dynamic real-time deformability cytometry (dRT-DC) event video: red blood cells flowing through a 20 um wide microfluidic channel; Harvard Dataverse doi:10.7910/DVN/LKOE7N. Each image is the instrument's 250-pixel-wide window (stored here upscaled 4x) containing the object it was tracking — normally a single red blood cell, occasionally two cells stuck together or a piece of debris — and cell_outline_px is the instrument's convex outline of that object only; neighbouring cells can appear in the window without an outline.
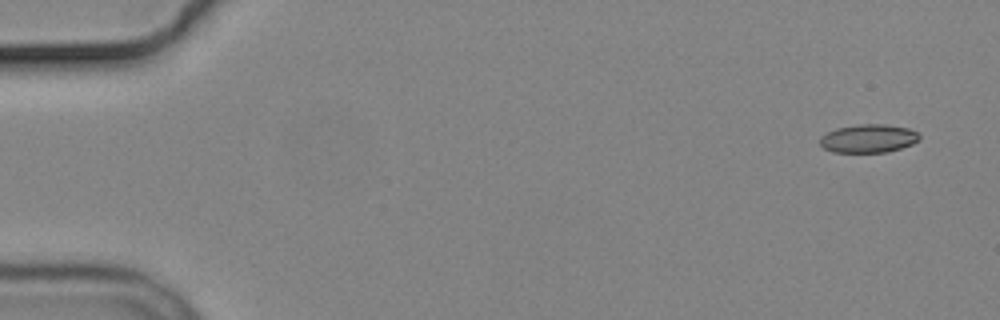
{"species": "common noctule bat (a hibernating species)", "species_latin": "Nyctalus noctula", "temperature_condition": "cold", "stored_images_in_passage": 6, "camera_frame_rate_fps": 3000, "um_per_image_px": 0.085, "animal": {"sex": "male", "body_mass_g": 19.2, "forearm_length_mm": 51.8}, "frame": {"image": 1, "passage_image": 1, "time_ms": 0.0, "image_size_px": [1000, 320], "cell_outline_px": [[920, 140], [912, 144], [888, 152], [832, 152], [824, 148], [820, 144], [820, 136], [836, 128], [860, 124], [884, 124], [908, 128], [920, 132]], "centroid_in_image_um": [73.84, 11.77], "position_along_channel_um": 11.2, "area_um2": 16.53}}
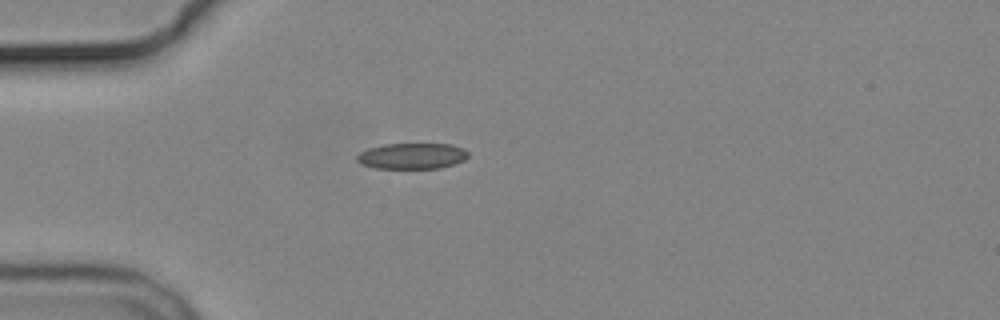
{"frame": {"image": 2, "passage_image": 4, "time_ms": 4.333, "image_size_px": [1000, 320], "cell_outline_px": [[468, 156], [464, 160], [440, 168], [376, 168], [360, 164], [356, 160], [356, 156], [360, 152], [368, 148], [384, 144], [452, 144], [464, 148], [468, 152]], "centroid_in_image_um": [35.01, 13.25], "position_along_channel_um": 50.0, "area_um2": 16.82}}